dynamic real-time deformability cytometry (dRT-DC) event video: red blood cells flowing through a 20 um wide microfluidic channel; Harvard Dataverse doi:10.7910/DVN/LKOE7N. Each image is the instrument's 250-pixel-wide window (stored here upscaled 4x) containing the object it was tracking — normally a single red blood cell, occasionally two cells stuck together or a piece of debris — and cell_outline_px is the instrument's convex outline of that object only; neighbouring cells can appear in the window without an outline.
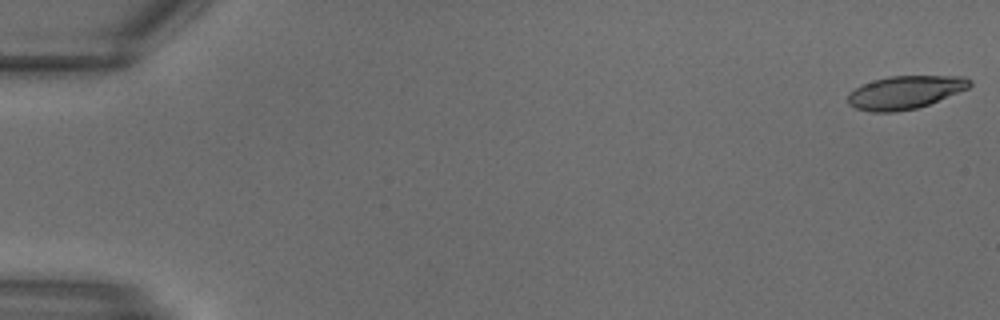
{"species": "common noctule bat (a hibernating species)", "species_latin": "Nyctalus noctula", "temperature_condition": "warm", "stored_images_in_passage": 8, "camera_frame_rate_fps": 3000, "um_per_image_px": 0.085, "animal": {"sex": "male", "body_mass_g": 18.8}, "frame": {"image": 1, "passage_image": 1, "time_ms": 0.0, "image_size_px": [1000, 320], "cell_outline_px": [[972, 84], [968, 88], [928, 104], [916, 108], [896, 112], [872, 112], [856, 108], [848, 104], [848, 92], [864, 84], [876, 80], [892, 76], [964, 76], [972, 80]], "centroid_in_image_um": [76.93, 7.85], "position_along_channel_um": 8.1, "area_um2": 23.24}}